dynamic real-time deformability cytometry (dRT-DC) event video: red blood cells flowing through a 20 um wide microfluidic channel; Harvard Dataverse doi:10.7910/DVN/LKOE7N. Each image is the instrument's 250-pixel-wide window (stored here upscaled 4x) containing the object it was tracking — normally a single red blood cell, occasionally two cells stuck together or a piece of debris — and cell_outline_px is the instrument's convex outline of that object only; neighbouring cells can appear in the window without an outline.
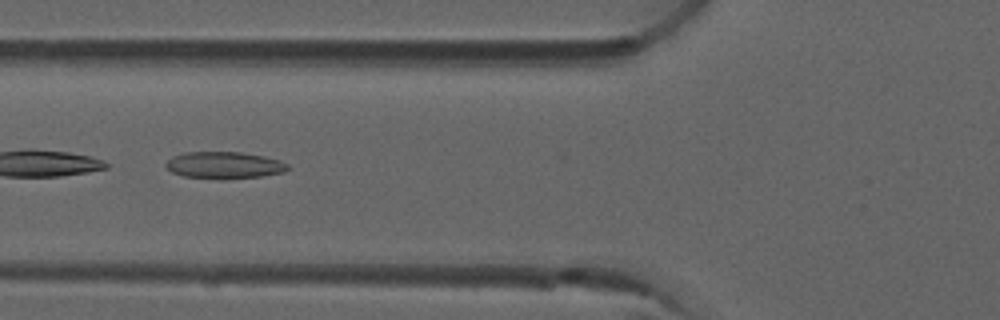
{"species": "common noctule bat (a hibernating species)", "species_latin": "Nyctalus noctula", "temperature_condition": "room temperature", "stored_images_in_passage": 8, "camera_frame_rate_fps": 3000, "um_per_image_px": 0.085, "animal": {"sex": "male", "forearm_length_mm": 52.5}, "frame": {"image": 1, "passage_image": 6, "time_ms": 1.667, "image_size_px": [1000, 320], "cell_outline_px": [[292, 168], [284, 172], [260, 176], [224, 180], [220, 180], [184, 176], [172, 172], [164, 164], [172, 156], [184, 152], [240, 152], [264, 156], [280, 160], [288, 164]], "centroid_in_image_um": [19.08, 14.05], "position_along_channel_um": 106.7, "area_um2": 19.36}}
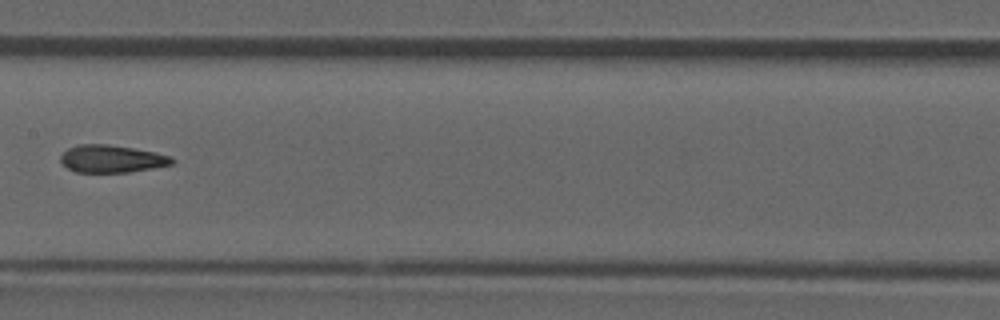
{"frame": {"image": 2, "passage_image": 8, "time_ms": 2.333, "image_size_px": [1000, 320], "cell_outline_px": [[176, 160], [172, 164], [152, 168], [128, 172], [76, 172], [68, 168], [60, 160], [60, 156], [68, 148], [76, 144], [108, 144], [156, 152], [172, 156]], "centroid_in_image_um": [9.51, 13.49], "position_along_channel_um": 197.9, "area_um2": 17.86}}